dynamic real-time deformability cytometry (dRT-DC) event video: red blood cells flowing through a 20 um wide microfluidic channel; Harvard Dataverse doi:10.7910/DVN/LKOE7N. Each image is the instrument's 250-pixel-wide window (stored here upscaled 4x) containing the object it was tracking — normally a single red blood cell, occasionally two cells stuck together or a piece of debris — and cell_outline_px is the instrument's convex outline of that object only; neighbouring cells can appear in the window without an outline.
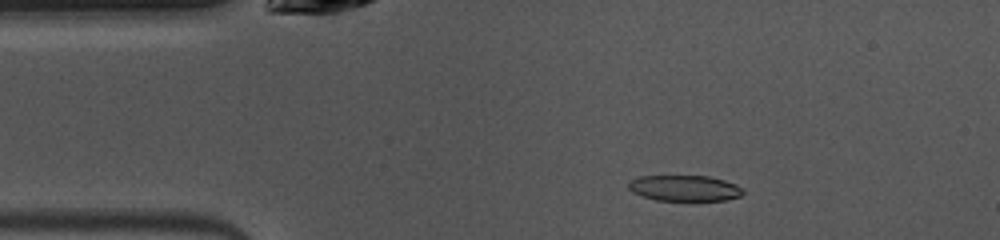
{"species": "common noctule bat (a hibernating species)", "species_latin": "Nyctalus noctula", "temperature_condition": "warm", "stored_images_in_passage": 48, "camera_frame_rate_fps": 3000, "um_per_image_px": 0.085, "animal": {"sex": "female", "body_mass_g": 10.0, "forearm_length_mm": 53.1}, "frame": {"image": 1, "passage_image": 7, "time_ms": 2.0, "image_size_px": [1000, 240], "cell_outline_px": [[744, 192], [740, 196], [728, 200], [696, 204], [656, 200], [632, 192], [628, 188], [628, 180], [640, 176], [708, 176], [724, 180], [736, 184], [744, 188]], "centroid_in_image_um": [58.24, 16.05], "position_along_channel_um": 26.8, "area_um2": 18.32}}
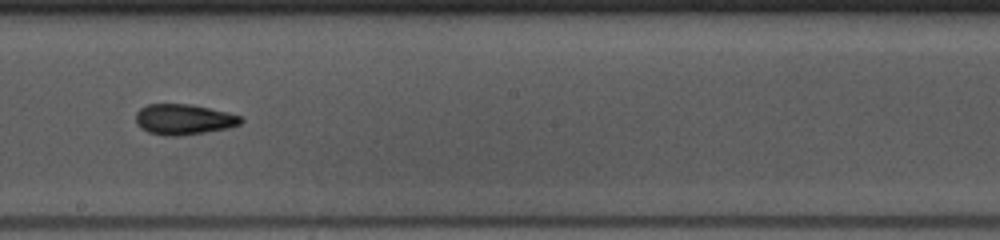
{"frame": {"image": 2, "passage_image": 25, "time_ms": 8.0, "image_size_px": [1000, 240], "cell_outline_px": [[244, 120], [240, 124], [228, 128], [180, 136], [164, 136], [148, 132], [140, 128], [136, 124], [136, 112], [140, 108], [148, 104], [192, 104], [228, 112], [240, 116]], "centroid_in_image_um": [15.6, 10.15], "position_along_channel_um": 232.6, "area_um2": 18.84}}
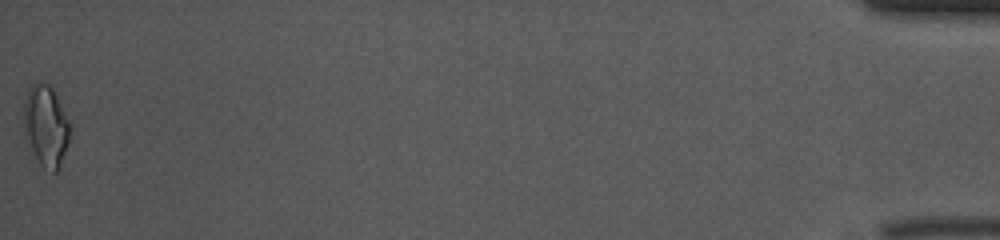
{"frame": {"image": 3, "passage_image": 48, "time_ms": 15.667, "image_size_px": [1000, 240], "cell_outline_px": [[68, 144], [60, 168], [56, 172], [52, 172], [44, 168], [40, 164], [24, 136], [24, 100], [28, 88], [32, 84], [48, 84], [52, 88], [68, 120]], "centroid_in_image_um": [3.88, 10.73], "position_along_channel_um": 431.3, "area_um2": 21.44}, "authors_computed_cell_mechanics": {"area_um2": 18.2648, "velocity_mm_per_s": 4.0183, "shape_relaxation_time_tau1_ms": 3.8826, "shape_relaxation_time_tau2_ms": 3.9027, "deformation_change_tau1": 0.1379, "deformation_change_tau2": 0.1268}}